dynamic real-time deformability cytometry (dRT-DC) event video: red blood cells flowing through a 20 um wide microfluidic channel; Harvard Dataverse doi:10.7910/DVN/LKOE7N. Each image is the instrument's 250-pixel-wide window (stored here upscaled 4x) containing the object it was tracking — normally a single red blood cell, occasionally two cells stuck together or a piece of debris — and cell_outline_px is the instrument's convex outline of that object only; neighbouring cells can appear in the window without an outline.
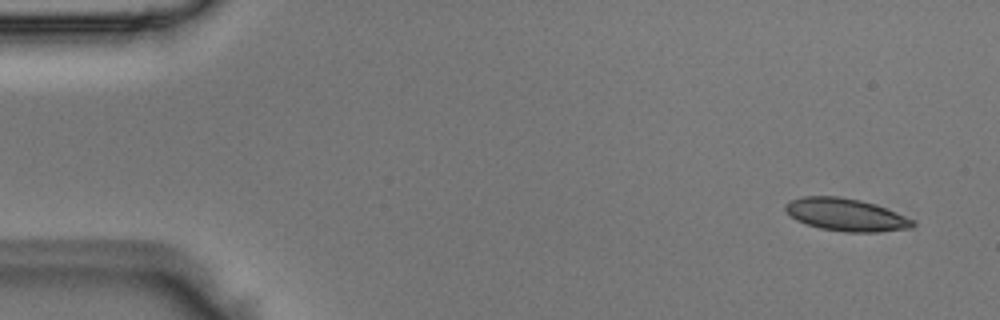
{"species": "Egyptian fruit bat (a non-hibernating species)", "species_latin": "Rousettus aegyptiacus", "temperature_condition": "room temperature", "stored_images_in_passage": 4, "camera_frame_rate_fps": 3000, "um_per_image_px": 0.085, "animal": {"sex": "male"}, "frame": {"image": 1, "passage_image": 1, "time_ms": 0.0, "image_size_px": [1000, 320], "cell_outline_px": [[916, 224], [912, 228], [876, 232], [844, 232], [820, 228], [796, 220], [784, 208], [784, 204], [800, 196], [836, 196], [860, 200], [876, 204], [896, 212], [912, 220]], "centroid_in_image_um": [71.9, 18.25], "position_along_channel_um": 13.1, "area_um2": 24.04}}
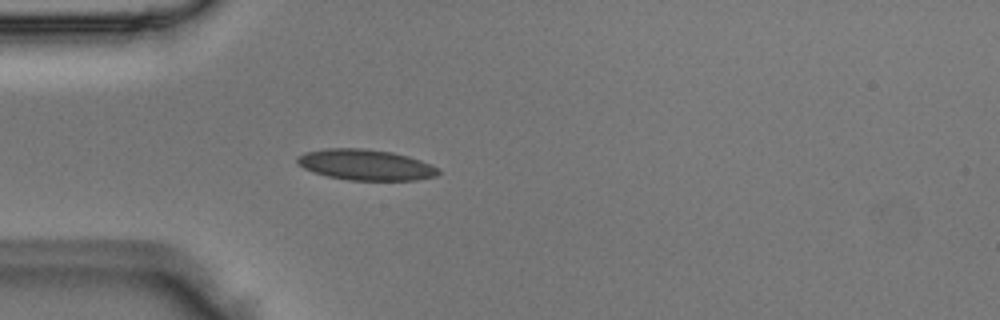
{"frame": {"image": 2, "passage_image": 4, "time_ms": 1.0, "image_size_px": [1000, 320], "cell_outline_px": [[440, 172], [436, 176], [416, 180], [348, 180], [328, 176], [312, 172], [304, 168], [296, 160], [296, 156], [304, 152], [328, 148], [364, 148], [392, 152], [408, 156], [432, 164], [440, 168]], "centroid_in_image_um": [31.09, 14.0], "position_along_channel_um": 53.9, "area_um2": 25.43}}